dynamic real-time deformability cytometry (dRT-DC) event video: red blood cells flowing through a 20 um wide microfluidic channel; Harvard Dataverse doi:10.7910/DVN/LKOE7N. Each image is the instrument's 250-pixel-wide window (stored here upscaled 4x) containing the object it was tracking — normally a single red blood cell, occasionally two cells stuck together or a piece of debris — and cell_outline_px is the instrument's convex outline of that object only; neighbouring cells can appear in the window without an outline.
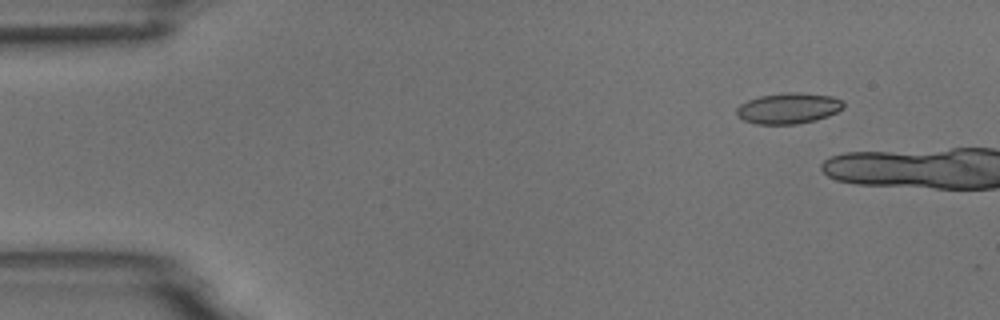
{"species": "common noctule bat (a hibernating species)", "species_latin": "Nyctalus noctula", "temperature_condition": "room temperature", "stored_images_in_passage": 3, "camera_frame_rate_fps": 3000, "um_per_image_px": 0.085, "animal": {"sex": "male", "body_mass_g": 18.8}, "frame": {"image": 1, "passage_image": 2, "time_ms": 1.0, "image_size_px": [1000, 320], "cell_outline_px": [[844, 108], [828, 116], [816, 120], [796, 124], [756, 124], [744, 120], [736, 116], [736, 108], [740, 104], [748, 100], [760, 96], [788, 92], [796, 92], [832, 96], [840, 100], [844, 104]], "centroid_in_image_um": [67.0, 9.21], "position_along_channel_um": 18.0, "area_um2": 19.19}}